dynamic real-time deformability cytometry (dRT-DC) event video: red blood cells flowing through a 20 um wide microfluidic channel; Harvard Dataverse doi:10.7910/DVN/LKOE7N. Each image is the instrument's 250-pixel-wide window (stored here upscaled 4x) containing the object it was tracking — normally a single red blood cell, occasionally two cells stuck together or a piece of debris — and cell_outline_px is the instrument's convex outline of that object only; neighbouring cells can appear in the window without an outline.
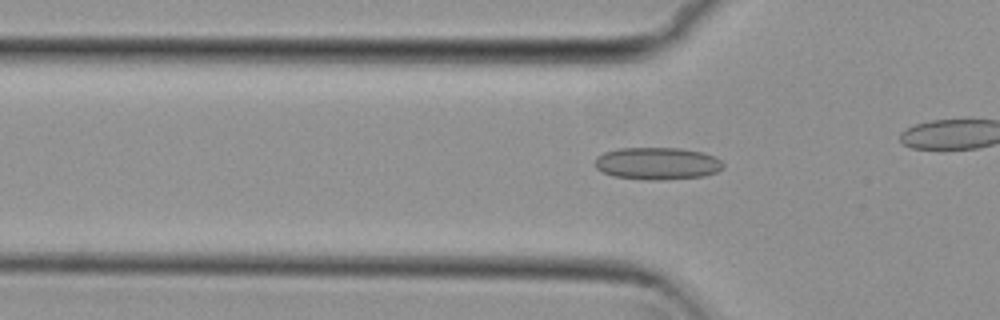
{"species": "common noctule bat (a hibernating species)", "species_latin": "Nyctalus noctula", "temperature_condition": "cold", "stored_images_in_passage": 28, "camera_frame_rate_fps": 3000, "um_per_image_px": 0.085, "animal": {"sex": "female", "body_mass_g": 29.2, "forearm_length_mm": 56.3}, "frame": {"image": 1, "passage_image": 3, "time_ms": 0.667, "image_size_px": [1000, 320], "cell_outline_px": [[724, 168], [716, 172], [704, 176], [660, 180], [648, 180], [612, 176], [596, 168], [596, 156], [604, 152], [616, 148], [680, 148], [704, 152], [720, 160], [724, 164]], "centroid_in_image_um": [55.87, 13.89], "position_along_channel_um": 69.9, "area_um2": 24.22}}
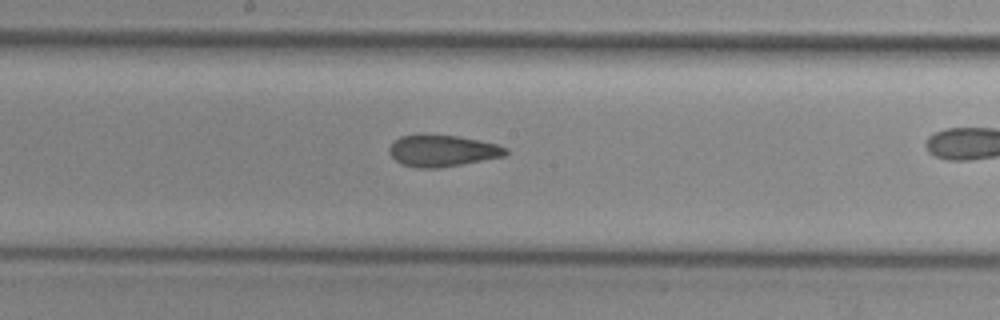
{"frame": {"image": 2, "passage_image": 14, "time_ms": 4.333, "image_size_px": [1000, 320], "cell_outline_px": [[508, 152], [504, 156], [440, 168], [416, 168], [400, 164], [388, 152], [388, 148], [400, 136], [456, 136], [480, 140], [496, 144], [508, 148]], "centroid_in_image_um": [37.61, 12.84], "position_along_channel_um": 210.6, "area_um2": 21.04}}
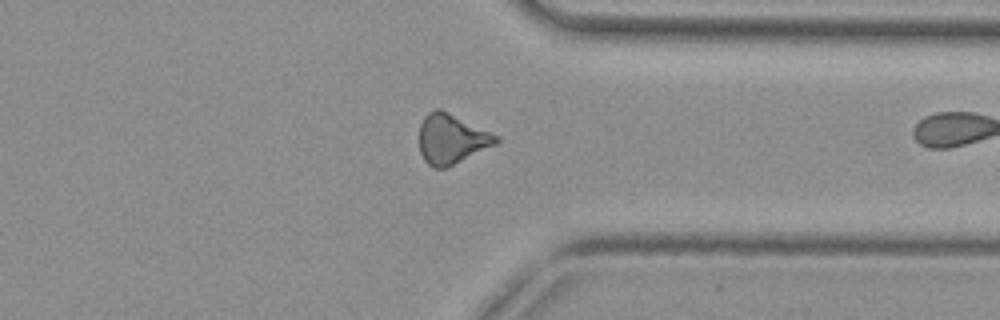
{"frame": {"image": 3, "passage_image": 27, "time_ms": 8.667, "image_size_px": [1000, 320], "cell_outline_px": [[500, 140], [496, 144], [448, 168], [432, 168], [424, 160], [420, 152], [420, 124], [424, 116], [428, 112], [436, 108], [440, 108], [500, 136]], "centroid_in_image_um": [38.38, 11.82], "position_along_channel_um": 373.0, "area_um2": 22.48}}